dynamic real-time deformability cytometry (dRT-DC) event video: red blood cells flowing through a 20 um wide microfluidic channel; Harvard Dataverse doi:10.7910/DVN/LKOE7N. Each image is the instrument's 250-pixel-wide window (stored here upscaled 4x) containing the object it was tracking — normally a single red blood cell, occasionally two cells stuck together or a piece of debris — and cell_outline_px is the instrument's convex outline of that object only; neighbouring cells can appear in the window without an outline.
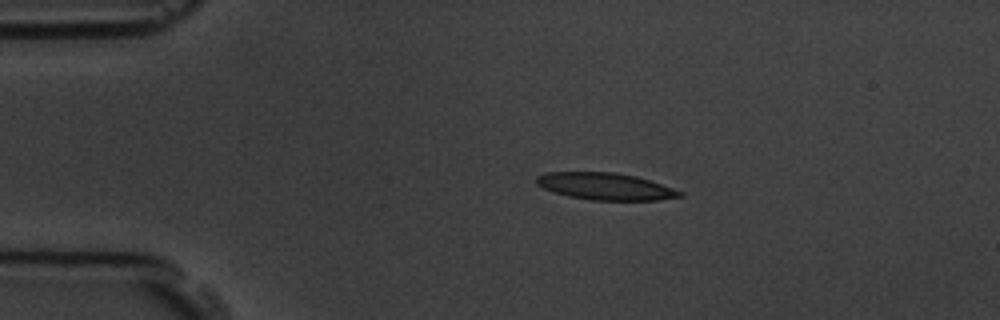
{"species": "common noctule bat (a hibernating species)", "species_latin": "Nyctalus noctula", "temperature_condition": "room temperature", "stored_images_in_passage": 5, "camera_frame_rate_fps": 3000, "um_per_image_px": 0.085, "animal": {"sex": "male", "body_mass_g": 19.5, "forearm_length_mm": 54.6}, "frame": {"image": 1, "passage_image": 3, "time_ms": 2.333, "image_size_px": [1000, 320], "cell_outline_px": [[684, 196], [660, 200], [592, 200], [568, 196], [552, 192], [536, 184], [536, 176], [548, 172], [616, 172], [636, 176], [684, 192]], "centroid_in_image_um": [51.45, 15.84], "position_along_channel_um": 33.6, "area_um2": 22.54}}
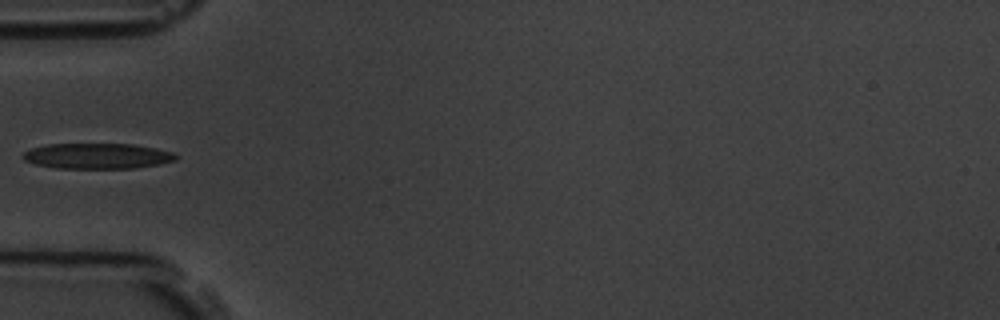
{"frame": {"image": 2, "passage_image": 5, "time_ms": 4.667, "image_size_px": [1000, 320], "cell_outline_px": [[180, 156], [176, 160], [136, 168], [56, 168], [36, 164], [24, 160], [20, 156], [24, 152], [32, 148], [48, 144], [132, 144], [156, 148], [172, 152]], "centroid_in_image_um": [8.27, 13.26], "position_along_channel_um": 76.7, "area_um2": 22.72}}